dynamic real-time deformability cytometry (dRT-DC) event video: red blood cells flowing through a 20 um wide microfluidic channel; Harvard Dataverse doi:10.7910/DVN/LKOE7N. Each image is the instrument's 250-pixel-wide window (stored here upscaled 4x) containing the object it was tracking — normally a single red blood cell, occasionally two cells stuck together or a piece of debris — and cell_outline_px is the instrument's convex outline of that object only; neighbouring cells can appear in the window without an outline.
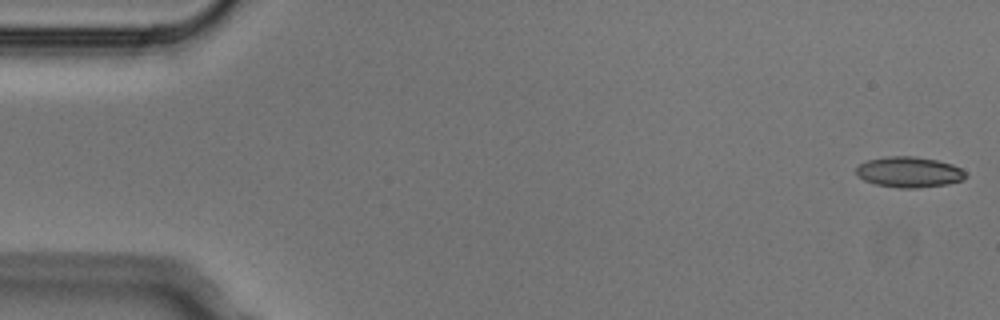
{"species": "Egyptian fruit bat (a non-hibernating species)", "species_latin": "Rousettus aegyptiacus", "temperature_condition": "cold", "stored_images_in_passage": 4, "segment_of_instrument_passage": [2, 2], "camera_frame_rate_fps": 3000, "um_per_image_px": 0.085, "animal": {"sex": "male"}, "frame": {"image": 1, "passage_image": 4, "time_ms": 1.0, "image_size_px": [1000, 320], "cell_outline_px": [[968, 176], [964, 180], [948, 184], [916, 188], [900, 188], [876, 184], [864, 180], [856, 172], [856, 168], [860, 164], [868, 160], [888, 156], [912, 156], [936, 160], [952, 164], [960, 168]], "centroid_in_image_um": [77.3, 14.63], "position_along_channel_um": 7.7, "area_um2": 19.42}}